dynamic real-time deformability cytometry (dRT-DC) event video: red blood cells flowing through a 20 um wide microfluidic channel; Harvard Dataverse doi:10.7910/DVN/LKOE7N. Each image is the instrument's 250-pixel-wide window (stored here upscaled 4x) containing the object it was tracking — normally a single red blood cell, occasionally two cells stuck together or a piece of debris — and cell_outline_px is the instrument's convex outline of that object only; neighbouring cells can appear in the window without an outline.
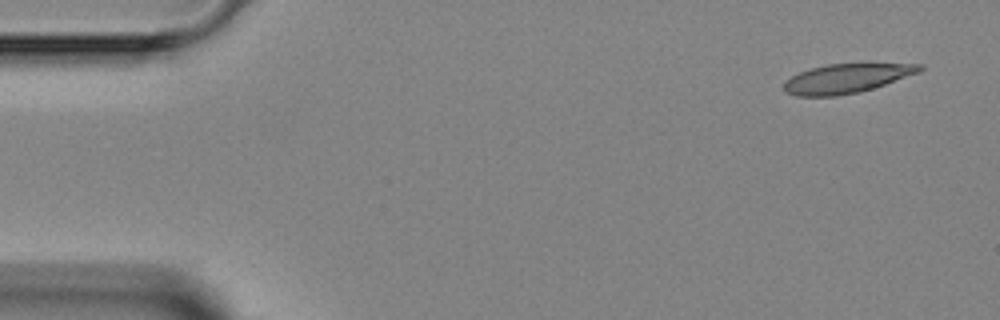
{"species": "Egyptian fruit bat (a non-hibernating species)", "species_latin": "Rousettus aegyptiacus", "temperature_condition": "room temperature", "stored_images_in_passage": 3, "camera_frame_rate_fps": 3000, "um_per_image_px": 0.085, "animal": {"sex": "female"}, "frame": {"image": 1, "passage_image": 1, "time_ms": 0.0, "image_size_px": [1000, 320], "cell_outline_px": [[924, 68], [920, 72], [872, 88], [856, 92], [836, 96], [796, 96], [784, 92], [784, 84], [792, 76], [800, 72], [812, 68], [828, 64], [864, 60], [868, 60], [924, 64]], "centroid_in_image_um": [72.08, 6.59], "position_along_channel_um": 12.9, "area_um2": 24.1}}
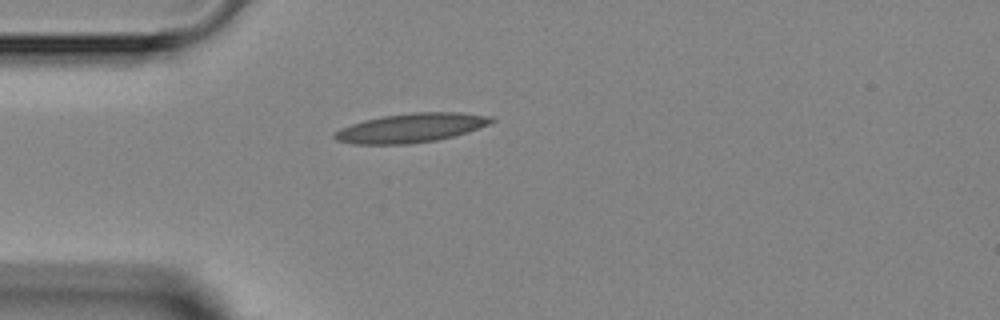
{"frame": {"image": 2, "passage_image": 3, "time_ms": 3.333, "image_size_px": [1000, 320], "cell_outline_px": [[496, 120], [488, 124], [468, 132], [436, 140], [408, 144], [352, 144], [336, 140], [332, 136], [332, 132], [340, 128], [364, 120], [384, 116], [412, 112], [460, 112], [492, 116]], "centroid_in_image_um": [34.91, 10.87], "position_along_channel_um": 50.1, "area_um2": 26.65}}